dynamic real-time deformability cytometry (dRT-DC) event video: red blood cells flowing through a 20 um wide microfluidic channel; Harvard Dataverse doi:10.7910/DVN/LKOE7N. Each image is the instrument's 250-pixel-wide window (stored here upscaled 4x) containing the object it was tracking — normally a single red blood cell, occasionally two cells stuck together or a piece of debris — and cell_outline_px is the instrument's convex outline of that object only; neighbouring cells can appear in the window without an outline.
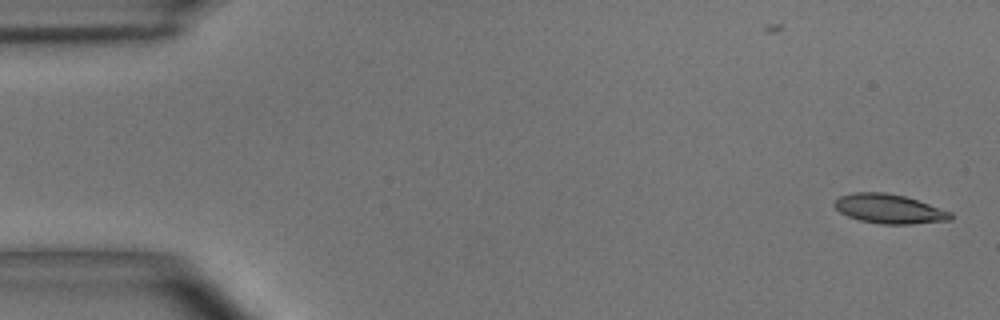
{"species": "common noctule bat (a hibernating species)", "species_latin": "Nyctalus noctula", "temperature_condition": "room temperature", "stored_images_in_passage": 54, "camera_frame_rate_fps": 3000, "um_per_image_px": 0.085, "animal": {"sex": "male", "body_mass_g": 15.6}, "frame": {"image": 1, "passage_image": 1, "time_ms": 0.0, "image_size_px": [1000, 320], "cell_outline_px": [[952, 220], [912, 224], [880, 224], [860, 220], [848, 216], [840, 212], [832, 204], [840, 196], [856, 192], [884, 192], [904, 196], [952, 212]], "centroid_in_image_um": [75.58, 17.76], "position_along_channel_um": 9.4, "area_um2": 19.71}}
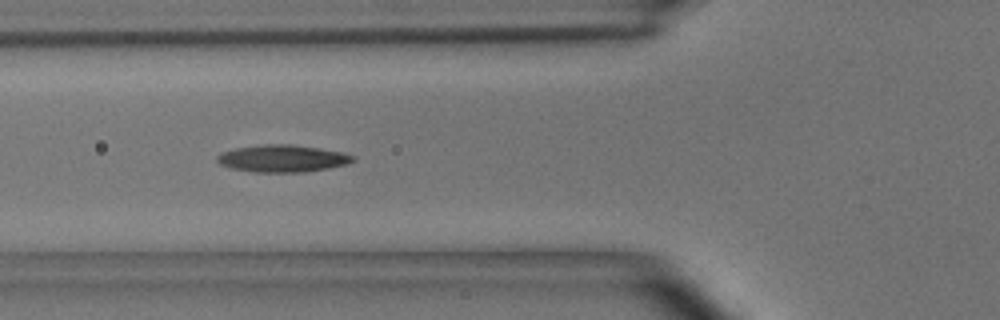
{"frame": {"image": 2, "passage_image": 19, "time_ms": 6.0, "image_size_px": [1000, 320], "cell_outline_px": [[356, 160], [348, 164], [328, 168], [304, 172], [252, 172], [232, 168], [220, 164], [216, 160], [216, 156], [224, 152], [236, 148], [260, 144], [292, 144], [340, 152], [356, 156]], "centroid_in_image_um": [24.02, 13.47], "position_along_channel_um": 101.8, "area_um2": 21.44}}
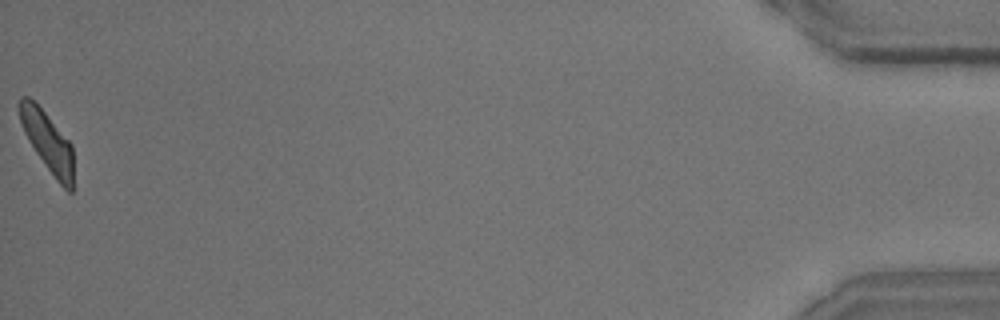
{"frame": {"image": 3, "passage_image": 54, "time_ms": 17.667, "image_size_px": [1000, 320], "cell_outline_px": [[72, 192], [68, 192], [56, 180], [36, 152], [28, 140], [24, 132], [16, 108], [20, 96], [28, 96], [44, 112], [72, 144]], "centroid_in_image_um": [4.0, 12.01], "position_along_channel_um": 431.2, "area_um2": 18.55}, "authors_computed_cell_mechanics": {"area_um2": 20.1433, "velocity_mm_per_s": 3.6503, "shape_relaxation_time_tau1_ms": 4.9542, "shape_relaxation_time_tau2_ms": 3.2489, "deformation_change_tau1": 0.1767, "deformation_change_tau2": 0.1078}}